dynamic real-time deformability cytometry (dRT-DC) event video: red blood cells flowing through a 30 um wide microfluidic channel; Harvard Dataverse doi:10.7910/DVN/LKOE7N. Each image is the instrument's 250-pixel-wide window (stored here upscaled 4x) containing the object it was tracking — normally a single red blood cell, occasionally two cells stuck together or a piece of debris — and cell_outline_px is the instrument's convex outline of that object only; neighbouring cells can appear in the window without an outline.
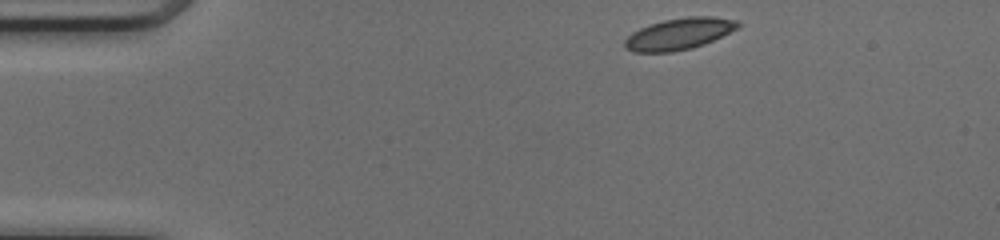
{"species": "common noctule bat (a hibernating species)", "species_latin": "Nyctalus noctula", "temperature_condition": "cold", "stored_images_in_passage": 42, "camera_frame_rate_fps": 3000, "um_per_image_px": 0.085, "animal": {"sex": "female", "body_mass_g": 17.0, "forearm_length_mm": 48.0}, "frame": {"image": 1, "passage_image": 1, "time_ms": 0.0, "image_size_px": [1000, 240], "cell_outline_px": [[740, 24], [736, 28], [704, 44], [692, 48], [672, 52], [632, 52], [624, 48], [624, 40], [632, 32], [640, 28], [664, 20], [688, 16], [712, 16], [736, 20]], "centroid_in_image_um": [57.67, 2.88], "position_along_channel_um": 27.3, "area_um2": 20.58}}
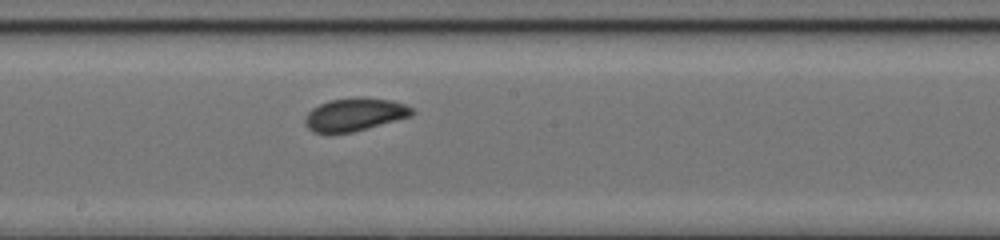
{"frame": {"image": 2, "passage_image": 20, "time_ms": 6.333, "image_size_px": [1000, 240], "cell_outline_px": [[416, 112], [412, 116], [352, 132], [312, 132], [304, 124], [304, 120], [308, 112], [312, 108], [328, 100], [360, 96], [364, 96], [392, 100], [404, 104], [412, 108]], "centroid_in_image_um": [30.16, 9.7], "position_along_channel_um": 218.0, "area_um2": 20.63}}
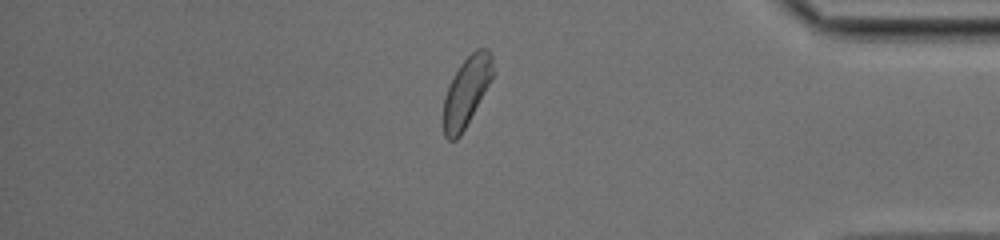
{"frame": {"image": 3, "passage_image": 35, "time_ms": 11.333, "image_size_px": [1000, 240], "cell_outline_px": [[492, 76], [484, 92], [460, 136], [456, 140], [448, 140], [444, 136], [444, 96], [448, 84], [460, 64], [476, 48], [484, 48], [492, 56]], "centroid_in_image_um": [39.61, 7.78], "position_along_channel_um": 395.6, "area_um2": 19.42}, "authors_computed_cell_mechanics": {"area_um2": 20.3745, "velocity_mm_per_s": 4.1424, "shape_relaxation_time_tau1_ms": 2.5035, "shape_relaxation_time_tau2_ms": 1.6238, "deformation_change_tau1": 0.0884, "deformation_change_tau2": 0.0562}}